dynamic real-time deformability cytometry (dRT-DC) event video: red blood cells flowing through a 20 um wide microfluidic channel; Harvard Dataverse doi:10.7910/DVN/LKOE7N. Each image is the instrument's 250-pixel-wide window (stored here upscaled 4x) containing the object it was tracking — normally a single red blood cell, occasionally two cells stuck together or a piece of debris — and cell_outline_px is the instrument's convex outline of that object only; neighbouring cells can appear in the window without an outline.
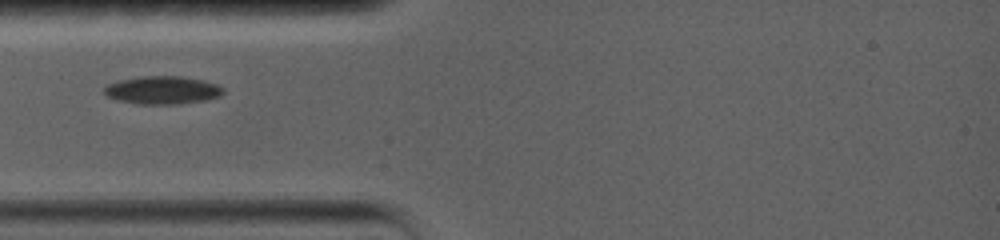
{"species": "common noctule bat (a hibernating species)", "species_latin": "Nyctalus noctula", "temperature_condition": "warm", "stored_images_in_passage": 24, "camera_frame_rate_fps": 5000, "um_per_image_px": 0.085, "animal": {"sex": "female", "body_mass_g": 19.0, "forearm_length_mm": 56.7}, "frame": {"image": 1, "passage_image": 1, "time_ms": 0.0, "image_size_px": [1000, 240], "cell_outline_px": [[224, 92], [220, 96], [208, 100], [176, 104], [136, 104], [116, 100], [108, 96], [104, 92], [104, 88], [108, 84], [120, 80], [140, 76], [180, 76], [204, 80], [216, 84], [224, 88]], "centroid_in_image_um": [13.83, 7.66], "position_along_channel_um": 71.2, "area_um2": 19.54}}
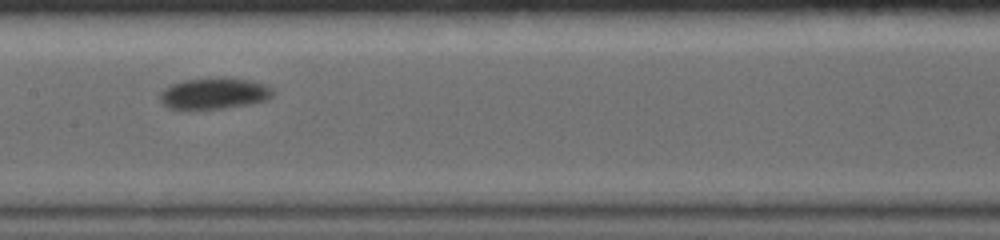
{"frame": {"image": 2, "passage_image": 9, "time_ms": 3.4, "image_size_px": [1000, 240], "cell_outline_px": [[272, 96], [268, 100], [252, 104], [220, 108], [168, 108], [160, 100], [160, 92], [164, 88], [172, 84], [184, 80], [216, 76], [220, 76], [248, 80], [264, 84], [272, 88]], "centroid_in_image_um": [18.22, 7.91], "position_along_channel_um": 189.2, "area_um2": 20.58}}
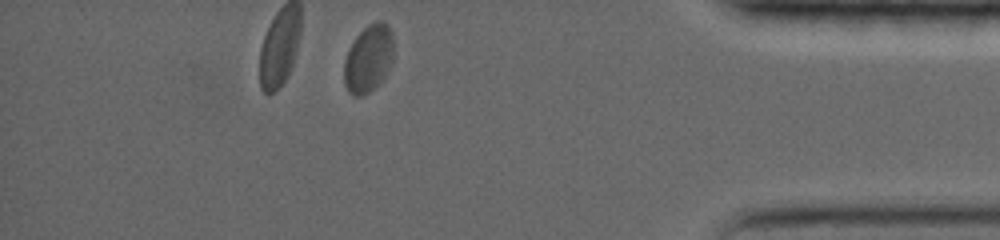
{"frame": {"image": 3, "passage_image": 23, "time_ms": 10.6, "image_size_px": [1000, 240], "cell_outline_px": [[392, 60], [380, 84], [368, 92], [360, 96], [352, 96], [348, 92], [344, 84], [344, 60], [348, 48], [356, 36], [368, 24], [376, 20], [384, 20], [388, 24], [392, 32]], "centroid_in_image_um": [31.3, 4.96], "position_along_channel_um": 403.9, "area_um2": 19.65}}